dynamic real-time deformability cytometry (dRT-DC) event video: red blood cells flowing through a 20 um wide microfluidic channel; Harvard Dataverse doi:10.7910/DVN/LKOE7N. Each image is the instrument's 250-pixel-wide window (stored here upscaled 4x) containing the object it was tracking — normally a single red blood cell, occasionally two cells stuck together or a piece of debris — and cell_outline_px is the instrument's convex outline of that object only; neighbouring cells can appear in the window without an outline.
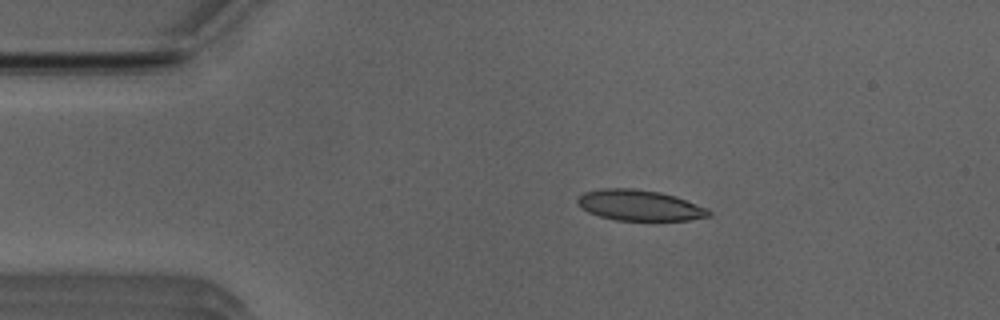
{"species": "Egyptian fruit bat (a non-hibernating species)", "species_latin": "Rousettus aegyptiacus", "temperature_condition": "room temperature", "stored_images_in_passage": 44, "camera_frame_rate_fps": 3000, "um_per_image_px": 0.085, "animal": {"sex": "male"}, "frame": {"image": 1, "passage_image": 1, "time_ms": 0.0, "image_size_px": [1000, 320], "cell_outline_px": [[712, 216], [688, 220], [616, 220], [600, 216], [588, 212], [580, 208], [576, 200], [584, 192], [600, 188], [636, 188], [660, 192], [676, 196], [708, 208], [712, 212]], "centroid_in_image_um": [54.37, 17.44], "position_along_channel_um": 30.6, "area_um2": 23.7}}
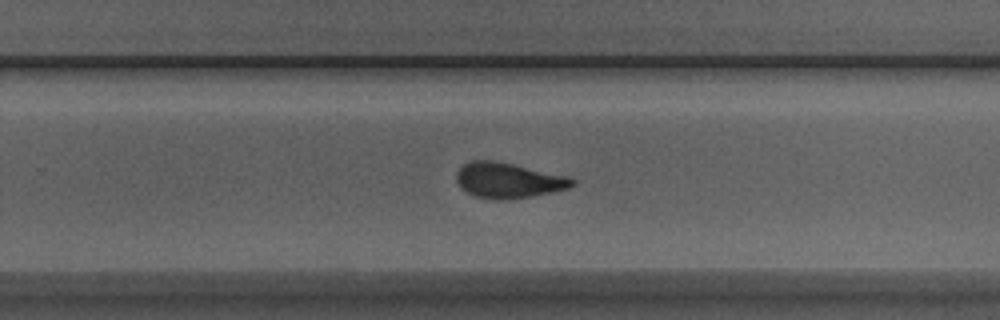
{"frame": {"image": 2, "passage_image": 24, "time_ms": 7.667, "image_size_px": [1000, 320], "cell_outline_px": [[576, 184], [568, 188], [552, 192], [532, 196], [504, 200], [496, 200], [476, 196], [460, 188], [456, 180], [456, 172], [464, 164], [472, 160], [492, 160], [572, 176], [576, 180]], "centroid_in_image_um": [43.24, 15.33], "position_along_channel_um": 286.6, "area_um2": 24.04}}
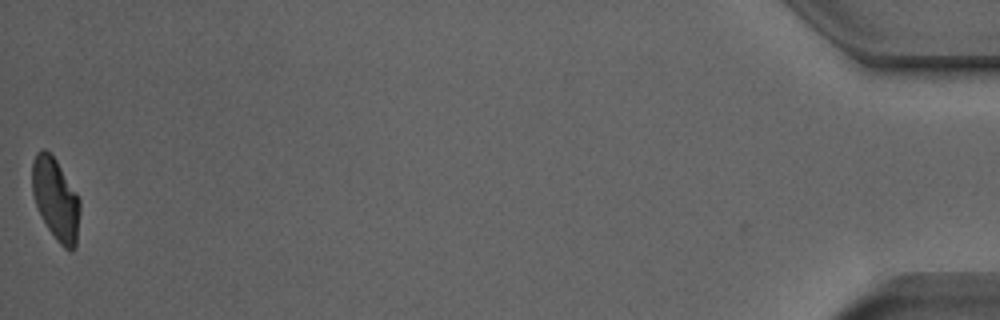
{"frame": {"image": 3, "passage_image": 43, "time_ms": 14.0, "image_size_px": [1000, 320], "cell_outline_px": [[80, 212], [76, 248], [72, 252], [68, 252], [56, 240], [48, 228], [36, 204], [32, 192], [32, 164], [36, 152], [40, 148], [44, 148], [56, 160], [76, 192], [80, 200]], "centroid_in_image_um": [4.75, 16.96], "position_along_channel_um": 430.4, "area_um2": 22.83}, "authors_computed_cell_mechanics": {"area_um2": 23.987, "velocity_mm_per_s": 3.9364, "shape_relaxation_time_tau1_ms": 5.8443, "shape_relaxation_time_tau2_ms": 1.4786, "deformation_change_tau1": 0.1823, "deformation_change_tau2": 0.0813}}